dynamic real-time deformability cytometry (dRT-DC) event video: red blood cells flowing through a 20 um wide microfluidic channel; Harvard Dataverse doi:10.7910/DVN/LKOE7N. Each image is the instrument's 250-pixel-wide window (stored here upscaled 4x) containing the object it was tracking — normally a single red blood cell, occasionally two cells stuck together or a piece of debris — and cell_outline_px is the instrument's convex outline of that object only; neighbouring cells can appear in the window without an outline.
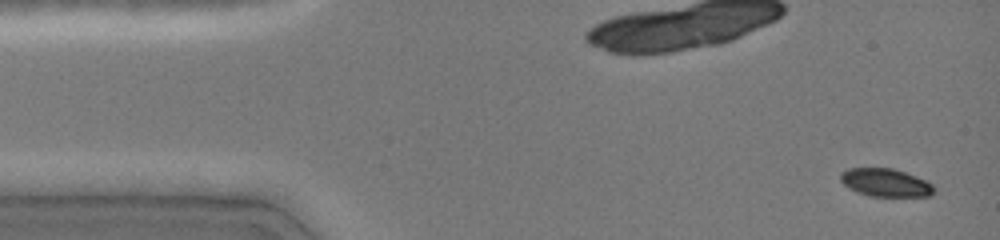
{"species": "common noctule bat (a hibernating species)", "species_latin": "Nyctalus noctula", "temperature_condition": "cold", "stored_images_in_passage": 91, "camera_frame_rate_fps": 3000, "um_per_image_px": 0.085, "animal": {"sex": "female", "body_mass_g": 19.0, "forearm_length_mm": 51.5}, "frame": {"image": 1, "passage_image": 3, "time_ms": 0.333, "image_size_px": [1000, 240], "cell_outline_px": [[936, 188], [932, 196], [872, 196], [856, 192], [848, 188], [840, 180], [840, 172], [848, 168], [892, 168], [916, 176], [932, 184]], "centroid_in_image_um": [75.26, 15.52], "position_along_channel_um": 9.7, "area_um2": 15.32}}
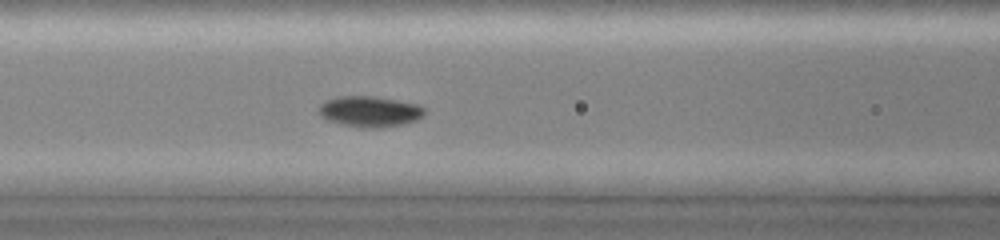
{"frame": {"image": 2, "passage_image": 42, "time_ms": 6.0, "image_size_px": [1000, 240], "cell_outline_px": [[424, 112], [416, 120], [400, 124], [380, 128], [368, 128], [340, 124], [328, 120], [320, 116], [320, 104], [328, 100], [340, 96], [372, 96], [420, 104], [424, 108]], "centroid_in_image_um": [31.42, 9.47], "position_along_channel_um": 135.2, "area_um2": 18.67}}
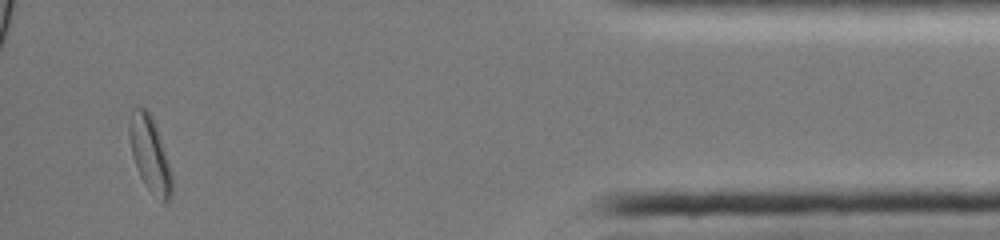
{"frame": {"image": 3, "passage_image": 83, "time_ms": 14.333, "image_size_px": [1000, 240], "cell_outline_px": [[172, 196], [164, 204], [144, 184], [136, 168], [132, 156], [128, 136], [128, 124], [132, 108], [144, 108], [148, 112], [156, 128], [172, 176]], "centroid_in_image_um": [12.7, 13.14], "position_along_channel_um": 422.5, "area_um2": 18.26}, "authors_computed_cell_mechanics": {"area_um2": 17.5134, "velocity_mm_per_s": 4.0833, "shape_relaxation_time_tau1_ms": 1.9047, "shape_relaxation_time_tau2_ms": null, "deformation_change_tau1": 0.0774, "deformation_change_tau2": null}}